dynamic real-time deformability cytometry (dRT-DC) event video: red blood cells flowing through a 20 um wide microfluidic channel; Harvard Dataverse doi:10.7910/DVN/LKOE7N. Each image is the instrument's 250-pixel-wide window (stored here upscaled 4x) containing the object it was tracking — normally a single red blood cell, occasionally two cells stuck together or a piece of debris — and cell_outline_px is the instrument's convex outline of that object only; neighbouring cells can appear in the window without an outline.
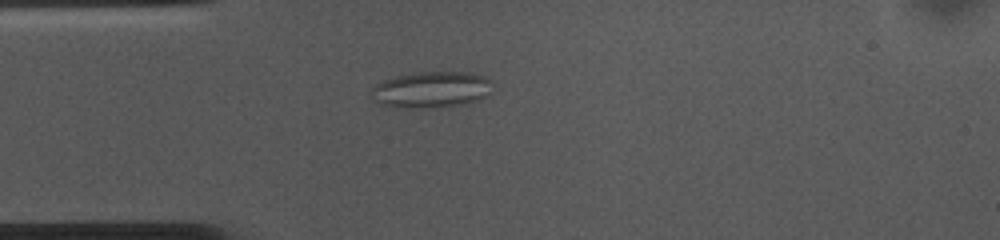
{"species": "common noctule bat (a hibernating species)", "species_latin": "Nyctalus noctula", "temperature_condition": "cold", "stored_images_in_passage": 54, "camera_frame_rate_fps": 3000, "um_per_image_px": 0.085, "animal": {"sex": "female", "body_mass_g": 10.0, "forearm_length_mm": 53.1}, "frame": {"image": 1, "passage_image": 13, "time_ms": 4.0, "image_size_px": [1000, 240], "cell_outline_px": [[492, 80], [488, 96], [464, 104], [416, 108], [396, 108], [380, 104], [372, 100], [372, 88], [376, 84], [384, 80], [396, 76], [420, 72], [472, 72], [484, 76]], "centroid_in_image_um": [36.65, 7.62], "position_along_channel_um": 48.3, "area_um2": 25.61}}
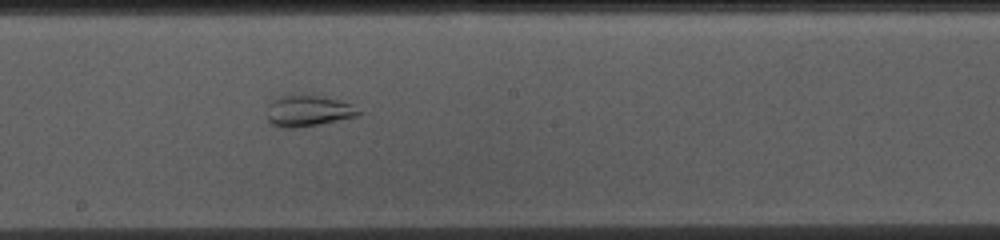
{"frame": {"image": 2, "passage_image": 28, "time_ms": 9.0, "image_size_px": [1000, 240], "cell_outline_px": [[364, 112], [360, 116], [320, 124], [296, 128], [284, 128], [272, 124], [268, 120], [268, 104], [272, 100], [280, 96], [320, 96], [340, 100], [352, 104]], "centroid_in_image_um": [26.26, 9.44], "position_along_channel_um": 221.9, "area_um2": 16.65}}
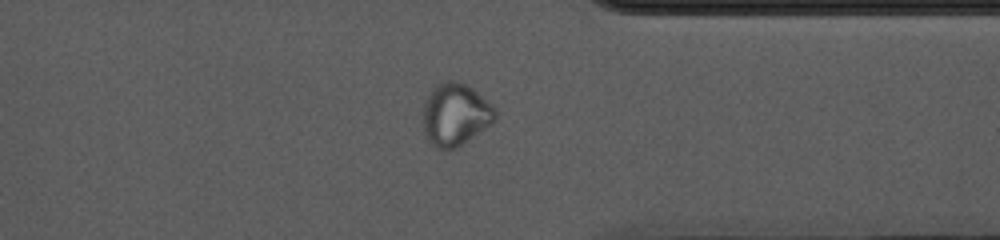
{"frame": {"image": 3, "passage_image": 41, "time_ms": 13.333, "image_size_px": [1000, 240], "cell_outline_px": [[496, 120], [456, 148], [436, 148], [428, 140], [424, 132], [424, 104], [432, 88], [436, 84], [444, 80], [460, 80], [472, 88], [496, 108]], "centroid_in_image_um": [38.71, 9.7], "position_along_channel_um": 372.7, "area_um2": 26.07}}